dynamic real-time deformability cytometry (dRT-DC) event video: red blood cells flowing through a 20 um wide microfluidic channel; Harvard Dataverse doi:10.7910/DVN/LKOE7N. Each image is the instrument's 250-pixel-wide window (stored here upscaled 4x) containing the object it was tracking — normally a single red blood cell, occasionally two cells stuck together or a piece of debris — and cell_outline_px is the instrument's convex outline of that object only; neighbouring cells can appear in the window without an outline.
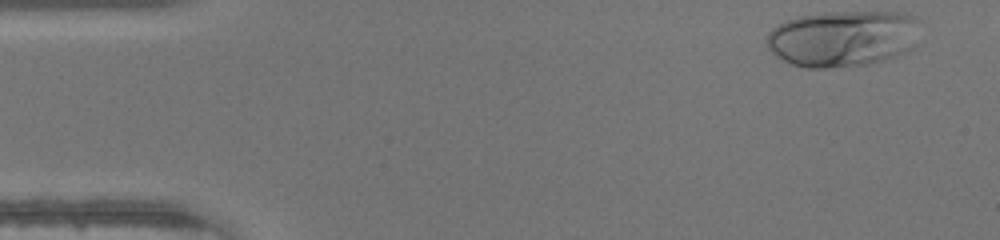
{"species": "human", "species_latin": "Homo sapiens", "temperature_condition": "warm", "stored_images_in_passage": 36, "camera_frame_rate_fps": 3000, "um_per_image_px": 0.085, "donor": {"sex": "male"}, "frame": {"image": 1, "passage_image": 1, "time_ms": 0.0, "image_size_px": [1000, 240], "cell_outline_px": [[920, 20], [916, 44], [912, 48], [904, 52], [868, 64], [828, 68], [808, 68], [792, 64], [776, 56], [768, 48], [768, 32], [772, 28], [788, 20], [800, 16], [824, 12], [904, 12], [916, 16]], "centroid_in_image_um": [71.68, 3.25], "position_along_channel_um": 13.3, "area_um2": 50.4}}
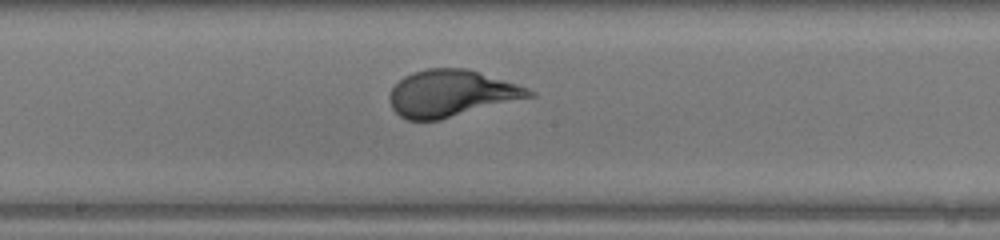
{"frame": {"image": 2, "passage_image": 22, "time_ms": 7.0, "image_size_px": [1000, 240], "cell_outline_px": [[536, 96], [440, 120], [408, 120], [400, 116], [392, 108], [388, 100], [388, 96], [392, 88], [404, 76], [412, 72], [428, 68], [464, 68], [516, 84], [528, 88], [536, 92]], "centroid_in_image_um": [38.34, 7.95], "position_along_channel_um": 209.9, "area_um2": 37.92}}
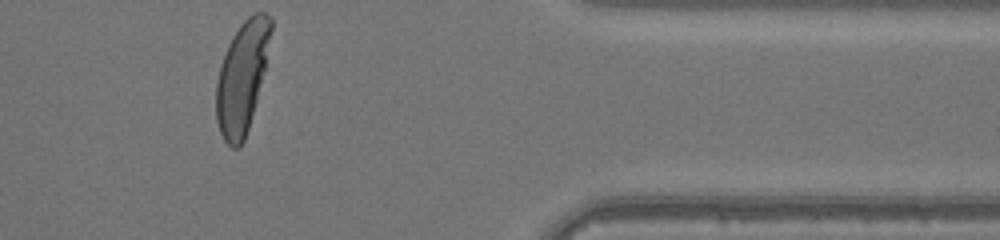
{"frame": {"image": 3, "passage_image": 36, "time_ms": 11.667, "image_size_px": [1000, 240], "cell_outline_px": [[272, 28], [264, 68], [256, 100], [248, 128], [244, 140], [240, 148], [232, 148], [224, 140], [220, 132], [216, 120], [216, 84], [220, 64], [228, 44], [232, 36], [240, 24], [252, 12], [264, 12], [272, 20]], "centroid_in_image_um": [20.55, 6.55], "position_along_channel_um": 390.9, "area_um2": 35.03}}